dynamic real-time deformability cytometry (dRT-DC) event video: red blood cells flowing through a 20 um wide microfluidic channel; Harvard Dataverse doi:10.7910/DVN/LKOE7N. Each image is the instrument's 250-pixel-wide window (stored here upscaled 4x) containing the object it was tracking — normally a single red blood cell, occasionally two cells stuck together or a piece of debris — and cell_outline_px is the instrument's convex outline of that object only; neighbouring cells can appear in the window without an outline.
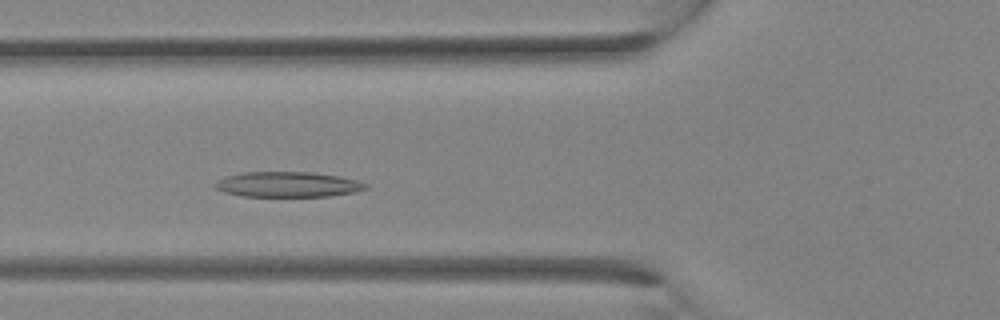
{"species": "Egyptian fruit bat (a non-hibernating species)", "species_latin": "Rousettus aegyptiacus", "temperature_condition": "room temperature", "stored_images_in_passage": 27, "segment_of_instrument_passage": [1, 2], "camera_frame_rate_fps": 3000, "um_per_image_px": 0.085, "animal": {"sex": "female"}, "frame": {"image": 1, "passage_image": 6, "time_ms": 1.667, "image_size_px": [1000, 320], "cell_outline_px": [[368, 188], [352, 192], [328, 196], [240, 196], [224, 192], [216, 188], [212, 184], [216, 180], [224, 176], [244, 172], [312, 172], [336, 176], [356, 180], [368, 184]], "centroid_in_image_um": [24.38, 15.67], "position_along_channel_um": 101.4, "area_um2": 22.14}}
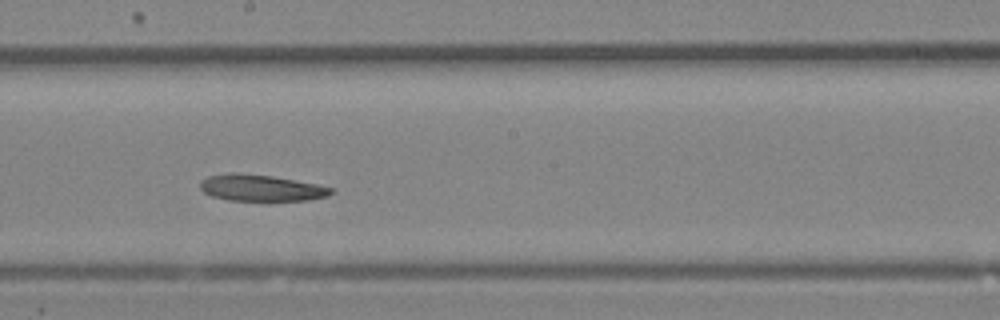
{"frame": {"image": 2, "passage_image": 12, "time_ms": 3.667, "image_size_px": [1000, 320], "cell_outline_px": [[336, 188], [328, 196], [308, 200], [228, 200], [212, 196], [204, 192], [200, 188], [200, 180], [208, 176], [228, 172], [240, 172], [272, 176], [316, 184]], "centroid_in_image_um": [22.16, 15.96], "position_along_channel_um": 226.0, "area_um2": 20.23}}
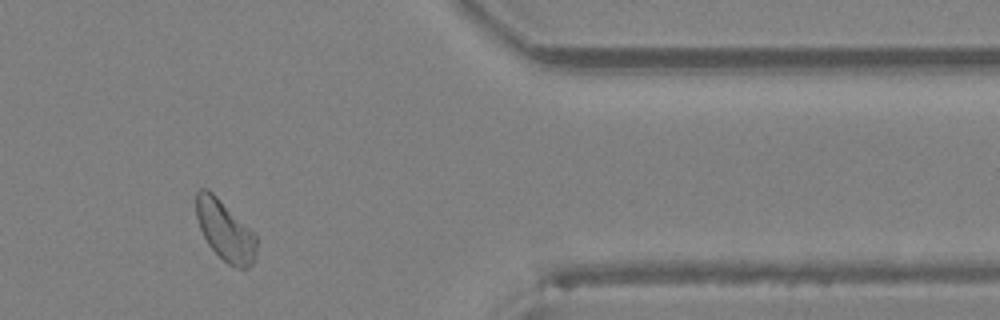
{"frame": {"image": 3, "passage_image": 21, "time_ms": 6.667, "image_size_px": [1000, 320], "cell_outline_px": [[256, 256], [252, 264], [248, 268], [236, 268], [228, 264], [208, 244], [200, 228], [196, 216], [196, 192], [200, 188], [208, 188], [256, 236]], "centroid_in_image_um": [19.11, 19.61], "position_along_channel_um": 392.3, "area_um2": 20.69}}